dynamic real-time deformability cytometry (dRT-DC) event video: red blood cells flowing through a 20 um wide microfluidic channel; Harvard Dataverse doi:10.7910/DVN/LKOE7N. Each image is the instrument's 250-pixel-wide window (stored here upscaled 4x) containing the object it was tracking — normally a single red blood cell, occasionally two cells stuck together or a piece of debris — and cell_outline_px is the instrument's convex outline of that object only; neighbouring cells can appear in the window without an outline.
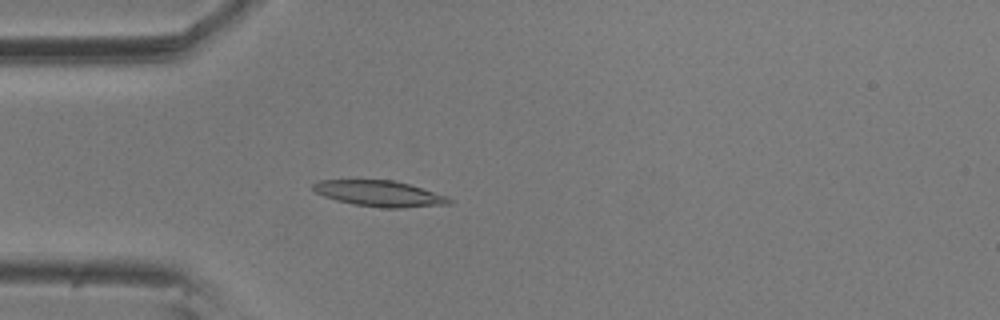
{"species": "common noctule bat (a hibernating species)", "species_latin": "Nyctalus noctula", "temperature_condition": "room temperature", "stored_images_in_passage": 5, "camera_frame_rate_fps": 3000, "um_per_image_px": 0.085, "animal": {"sex": "male", "body_mass_g": 20.5, "forearm_length_mm": 52.5}, "frame": {"image": 1, "passage_image": 5, "time_ms": 1.333, "image_size_px": [1000, 320], "cell_outline_px": [[452, 204], [400, 208], [380, 208], [352, 204], [336, 200], [324, 196], [316, 192], [312, 188], [312, 184], [320, 180], [392, 180], [408, 184], [448, 196], [452, 200]], "centroid_in_image_um": [32.26, 16.46], "position_along_channel_um": 52.7, "area_um2": 20.52}}